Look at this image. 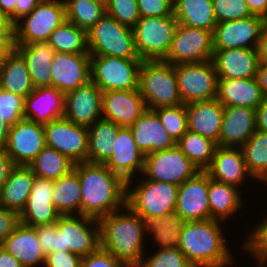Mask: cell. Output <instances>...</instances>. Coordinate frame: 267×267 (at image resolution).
Instances as JSON below:
<instances>
[{"mask_svg": "<svg viewBox=\"0 0 267 267\" xmlns=\"http://www.w3.org/2000/svg\"><path fill=\"white\" fill-rule=\"evenodd\" d=\"M173 15L178 24L212 33L217 25L212 0H173Z\"/></svg>", "mask_w": 267, "mask_h": 267, "instance_id": "836d02e7", "label": "cell"}, {"mask_svg": "<svg viewBox=\"0 0 267 267\" xmlns=\"http://www.w3.org/2000/svg\"><path fill=\"white\" fill-rule=\"evenodd\" d=\"M258 62L267 64V21H265L256 47Z\"/></svg>", "mask_w": 267, "mask_h": 267, "instance_id": "91938a15", "label": "cell"}, {"mask_svg": "<svg viewBox=\"0 0 267 267\" xmlns=\"http://www.w3.org/2000/svg\"><path fill=\"white\" fill-rule=\"evenodd\" d=\"M130 188L126 187V205L145 221L175 211L179 186L144 177L136 187Z\"/></svg>", "mask_w": 267, "mask_h": 267, "instance_id": "ba28073f", "label": "cell"}, {"mask_svg": "<svg viewBox=\"0 0 267 267\" xmlns=\"http://www.w3.org/2000/svg\"><path fill=\"white\" fill-rule=\"evenodd\" d=\"M256 109L230 106L224 108L219 146L242 147L256 131Z\"/></svg>", "mask_w": 267, "mask_h": 267, "instance_id": "d4e9b609", "label": "cell"}, {"mask_svg": "<svg viewBox=\"0 0 267 267\" xmlns=\"http://www.w3.org/2000/svg\"><path fill=\"white\" fill-rule=\"evenodd\" d=\"M45 146L44 125L22 119L10 128L3 149L14 165L28 166Z\"/></svg>", "mask_w": 267, "mask_h": 267, "instance_id": "9a60e30c", "label": "cell"}, {"mask_svg": "<svg viewBox=\"0 0 267 267\" xmlns=\"http://www.w3.org/2000/svg\"><path fill=\"white\" fill-rule=\"evenodd\" d=\"M35 180L29 166L15 165L0 190V206L18 214L24 209Z\"/></svg>", "mask_w": 267, "mask_h": 267, "instance_id": "1f68e13d", "label": "cell"}, {"mask_svg": "<svg viewBox=\"0 0 267 267\" xmlns=\"http://www.w3.org/2000/svg\"><path fill=\"white\" fill-rule=\"evenodd\" d=\"M215 219L185 222L178 248L194 267H227L234 260Z\"/></svg>", "mask_w": 267, "mask_h": 267, "instance_id": "3957f363", "label": "cell"}, {"mask_svg": "<svg viewBox=\"0 0 267 267\" xmlns=\"http://www.w3.org/2000/svg\"><path fill=\"white\" fill-rule=\"evenodd\" d=\"M89 53L56 52L51 62V87L64 94L85 85L91 80Z\"/></svg>", "mask_w": 267, "mask_h": 267, "instance_id": "ac0fdd59", "label": "cell"}, {"mask_svg": "<svg viewBox=\"0 0 267 267\" xmlns=\"http://www.w3.org/2000/svg\"><path fill=\"white\" fill-rule=\"evenodd\" d=\"M141 59L90 55L91 81L102 91L138 89Z\"/></svg>", "mask_w": 267, "mask_h": 267, "instance_id": "9c48e42d", "label": "cell"}, {"mask_svg": "<svg viewBox=\"0 0 267 267\" xmlns=\"http://www.w3.org/2000/svg\"><path fill=\"white\" fill-rule=\"evenodd\" d=\"M81 183V215L99 219L126 206V182L104 164H74Z\"/></svg>", "mask_w": 267, "mask_h": 267, "instance_id": "6da1fadb", "label": "cell"}, {"mask_svg": "<svg viewBox=\"0 0 267 267\" xmlns=\"http://www.w3.org/2000/svg\"><path fill=\"white\" fill-rule=\"evenodd\" d=\"M102 93L91 80L66 93L63 118L90 127L102 118Z\"/></svg>", "mask_w": 267, "mask_h": 267, "instance_id": "d6986e66", "label": "cell"}, {"mask_svg": "<svg viewBox=\"0 0 267 267\" xmlns=\"http://www.w3.org/2000/svg\"><path fill=\"white\" fill-rule=\"evenodd\" d=\"M10 128H11V126L4 123L2 121V119L0 118V146H2V147L8 140Z\"/></svg>", "mask_w": 267, "mask_h": 267, "instance_id": "003e7915", "label": "cell"}, {"mask_svg": "<svg viewBox=\"0 0 267 267\" xmlns=\"http://www.w3.org/2000/svg\"><path fill=\"white\" fill-rule=\"evenodd\" d=\"M48 42L55 52L89 53L87 32L67 20L51 33Z\"/></svg>", "mask_w": 267, "mask_h": 267, "instance_id": "7bdbcfd3", "label": "cell"}, {"mask_svg": "<svg viewBox=\"0 0 267 267\" xmlns=\"http://www.w3.org/2000/svg\"><path fill=\"white\" fill-rule=\"evenodd\" d=\"M151 255L144 254L138 267H194L178 247L158 249Z\"/></svg>", "mask_w": 267, "mask_h": 267, "instance_id": "bcb514c9", "label": "cell"}, {"mask_svg": "<svg viewBox=\"0 0 267 267\" xmlns=\"http://www.w3.org/2000/svg\"><path fill=\"white\" fill-rule=\"evenodd\" d=\"M15 6L16 0H0V12L9 17L13 24Z\"/></svg>", "mask_w": 267, "mask_h": 267, "instance_id": "03108f58", "label": "cell"}, {"mask_svg": "<svg viewBox=\"0 0 267 267\" xmlns=\"http://www.w3.org/2000/svg\"><path fill=\"white\" fill-rule=\"evenodd\" d=\"M45 145L59 151L74 164L87 162L88 127L65 118L44 125Z\"/></svg>", "mask_w": 267, "mask_h": 267, "instance_id": "5bb4252c", "label": "cell"}, {"mask_svg": "<svg viewBox=\"0 0 267 267\" xmlns=\"http://www.w3.org/2000/svg\"><path fill=\"white\" fill-rule=\"evenodd\" d=\"M12 46L7 41H0V68L5 56L12 50Z\"/></svg>", "mask_w": 267, "mask_h": 267, "instance_id": "a7ac6f4b", "label": "cell"}, {"mask_svg": "<svg viewBox=\"0 0 267 267\" xmlns=\"http://www.w3.org/2000/svg\"><path fill=\"white\" fill-rule=\"evenodd\" d=\"M39 2H51V1H54V0H38Z\"/></svg>", "mask_w": 267, "mask_h": 267, "instance_id": "89a4df30", "label": "cell"}, {"mask_svg": "<svg viewBox=\"0 0 267 267\" xmlns=\"http://www.w3.org/2000/svg\"><path fill=\"white\" fill-rule=\"evenodd\" d=\"M178 22L174 16L141 17L132 28L135 48L143 61L164 60L171 48Z\"/></svg>", "mask_w": 267, "mask_h": 267, "instance_id": "52a82bcc", "label": "cell"}, {"mask_svg": "<svg viewBox=\"0 0 267 267\" xmlns=\"http://www.w3.org/2000/svg\"><path fill=\"white\" fill-rule=\"evenodd\" d=\"M129 128L138 149L144 156L176 145L153 110L148 109Z\"/></svg>", "mask_w": 267, "mask_h": 267, "instance_id": "4316f807", "label": "cell"}, {"mask_svg": "<svg viewBox=\"0 0 267 267\" xmlns=\"http://www.w3.org/2000/svg\"><path fill=\"white\" fill-rule=\"evenodd\" d=\"M0 267H23L8 251L0 246Z\"/></svg>", "mask_w": 267, "mask_h": 267, "instance_id": "e7e4bbea", "label": "cell"}, {"mask_svg": "<svg viewBox=\"0 0 267 267\" xmlns=\"http://www.w3.org/2000/svg\"><path fill=\"white\" fill-rule=\"evenodd\" d=\"M28 166L35 176L54 181L68 174L74 163L54 148L45 146Z\"/></svg>", "mask_w": 267, "mask_h": 267, "instance_id": "ab89813d", "label": "cell"}, {"mask_svg": "<svg viewBox=\"0 0 267 267\" xmlns=\"http://www.w3.org/2000/svg\"><path fill=\"white\" fill-rule=\"evenodd\" d=\"M25 97L0 88V118L9 126L24 119Z\"/></svg>", "mask_w": 267, "mask_h": 267, "instance_id": "c3c4849f", "label": "cell"}, {"mask_svg": "<svg viewBox=\"0 0 267 267\" xmlns=\"http://www.w3.org/2000/svg\"><path fill=\"white\" fill-rule=\"evenodd\" d=\"M209 175L199 171L178 188L175 211L185 222L211 219L208 202Z\"/></svg>", "mask_w": 267, "mask_h": 267, "instance_id": "e0dca14e", "label": "cell"}, {"mask_svg": "<svg viewBox=\"0 0 267 267\" xmlns=\"http://www.w3.org/2000/svg\"><path fill=\"white\" fill-rule=\"evenodd\" d=\"M239 189L209 177L208 202L211 219L227 222V218L240 210L243 199Z\"/></svg>", "mask_w": 267, "mask_h": 267, "instance_id": "d590c367", "label": "cell"}, {"mask_svg": "<svg viewBox=\"0 0 267 267\" xmlns=\"http://www.w3.org/2000/svg\"><path fill=\"white\" fill-rule=\"evenodd\" d=\"M14 166L15 165L13 164L9 156L6 154L3 147L0 146V190Z\"/></svg>", "mask_w": 267, "mask_h": 267, "instance_id": "680465c9", "label": "cell"}, {"mask_svg": "<svg viewBox=\"0 0 267 267\" xmlns=\"http://www.w3.org/2000/svg\"><path fill=\"white\" fill-rule=\"evenodd\" d=\"M38 0H16L14 9V24L22 17L28 15L37 5Z\"/></svg>", "mask_w": 267, "mask_h": 267, "instance_id": "6f0895ef", "label": "cell"}, {"mask_svg": "<svg viewBox=\"0 0 267 267\" xmlns=\"http://www.w3.org/2000/svg\"><path fill=\"white\" fill-rule=\"evenodd\" d=\"M183 104L215 99L218 75L212 60L174 65Z\"/></svg>", "mask_w": 267, "mask_h": 267, "instance_id": "8fae6325", "label": "cell"}, {"mask_svg": "<svg viewBox=\"0 0 267 267\" xmlns=\"http://www.w3.org/2000/svg\"><path fill=\"white\" fill-rule=\"evenodd\" d=\"M19 223L17 212L0 206V244L15 230Z\"/></svg>", "mask_w": 267, "mask_h": 267, "instance_id": "db71d44e", "label": "cell"}, {"mask_svg": "<svg viewBox=\"0 0 267 267\" xmlns=\"http://www.w3.org/2000/svg\"><path fill=\"white\" fill-rule=\"evenodd\" d=\"M262 221V222H261ZM256 227L250 228V233L244 242L243 249L252 255L258 262L259 267L267 266V216Z\"/></svg>", "mask_w": 267, "mask_h": 267, "instance_id": "f6af8a7d", "label": "cell"}, {"mask_svg": "<svg viewBox=\"0 0 267 267\" xmlns=\"http://www.w3.org/2000/svg\"><path fill=\"white\" fill-rule=\"evenodd\" d=\"M20 20L14 24V44L48 41L51 33L66 21L64 0L39 2Z\"/></svg>", "mask_w": 267, "mask_h": 267, "instance_id": "30bf717a", "label": "cell"}, {"mask_svg": "<svg viewBox=\"0 0 267 267\" xmlns=\"http://www.w3.org/2000/svg\"><path fill=\"white\" fill-rule=\"evenodd\" d=\"M52 203L60 215H81V183L74 169L53 181Z\"/></svg>", "mask_w": 267, "mask_h": 267, "instance_id": "8d00e7d4", "label": "cell"}, {"mask_svg": "<svg viewBox=\"0 0 267 267\" xmlns=\"http://www.w3.org/2000/svg\"><path fill=\"white\" fill-rule=\"evenodd\" d=\"M105 8L107 15L130 28L141 18L137 0H107Z\"/></svg>", "mask_w": 267, "mask_h": 267, "instance_id": "7dc6e473", "label": "cell"}, {"mask_svg": "<svg viewBox=\"0 0 267 267\" xmlns=\"http://www.w3.org/2000/svg\"><path fill=\"white\" fill-rule=\"evenodd\" d=\"M153 111L158 115L161 124L175 142L187 132L188 120L185 104L160 107Z\"/></svg>", "mask_w": 267, "mask_h": 267, "instance_id": "ee69618b", "label": "cell"}, {"mask_svg": "<svg viewBox=\"0 0 267 267\" xmlns=\"http://www.w3.org/2000/svg\"><path fill=\"white\" fill-rule=\"evenodd\" d=\"M212 32L178 24L166 63L177 65L210 61L213 57Z\"/></svg>", "mask_w": 267, "mask_h": 267, "instance_id": "4fadbf2b", "label": "cell"}, {"mask_svg": "<svg viewBox=\"0 0 267 267\" xmlns=\"http://www.w3.org/2000/svg\"><path fill=\"white\" fill-rule=\"evenodd\" d=\"M216 99L224 106L256 109L264 99L255 77L247 79H218Z\"/></svg>", "mask_w": 267, "mask_h": 267, "instance_id": "4dcf8cb0", "label": "cell"}, {"mask_svg": "<svg viewBox=\"0 0 267 267\" xmlns=\"http://www.w3.org/2000/svg\"><path fill=\"white\" fill-rule=\"evenodd\" d=\"M80 267H126L110 252L99 247L96 251L81 258Z\"/></svg>", "mask_w": 267, "mask_h": 267, "instance_id": "816d5d0a", "label": "cell"}, {"mask_svg": "<svg viewBox=\"0 0 267 267\" xmlns=\"http://www.w3.org/2000/svg\"><path fill=\"white\" fill-rule=\"evenodd\" d=\"M147 110L138 89L102 93V118L121 127L131 126Z\"/></svg>", "mask_w": 267, "mask_h": 267, "instance_id": "44dd1931", "label": "cell"}, {"mask_svg": "<svg viewBox=\"0 0 267 267\" xmlns=\"http://www.w3.org/2000/svg\"><path fill=\"white\" fill-rule=\"evenodd\" d=\"M197 172L199 169L175 145L169 149L146 154L142 175L148 180L179 186Z\"/></svg>", "mask_w": 267, "mask_h": 267, "instance_id": "7c38bea8", "label": "cell"}, {"mask_svg": "<svg viewBox=\"0 0 267 267\" xmlns=\"http://www.w3.org/2000/svg\"><path fill=\"white\" fill-rule=\"evenodd\" d=\"M145 156L138 149L129 127H121L114 141L113 152L104 164L113 173L119 175L126 187L132 185L135 174L142 173ZM137 172V173H136Z\"/></svg>", "mask_w": 267, "mask_h": 267, "instance_id": "ffe728a7", "label": "cell"}, {"mask_svg": "<svg viewBox=\"0 0 267 267\" xmlns=\"http://www.w3.org/2000/svg\"><path fill=\"white\" fill-rule=\"evenodd\" d=\"M0 246L12 254L23 267L44 266L46 255L38 242L35 227L19 223Z\"/></svg>", "mask_w": 267, "mask_h": 267, "instance_id": "f1b7e54d", "label": "cell"}, {"mask_svg": "<svg viewBox=\"0 0 267 267\" xmlns=\"http://www.w3.org/2000/svg\"><path fill=\"white\" fill-rule=\"evenodd\" d=\"M120 210L98 219L100 247L126 267H138L145 252L146 221L127 205Z\"/></svg>", "mask_w": 267, "mask_h": 267, "instance_id": "7a4b0ae2", "label": "cell"}, {"mask_svg": "<svg viewBox=\"0 0 267 267\" xmlns=\"http://www.w3.org/2000/svg\"><path fill=\"white\" fill-rule=\"evenodd\" d=\"M253 15L261 16L267 21V0H245Z\"/></svg>", "mask_w": 267, "mask_h": 267, "instance_id": "6125c7cd", "label": "cell"}, {"mask_svg": "<svg viewBox=\"0 0 267 267\" xmlns=\"http://www.w3.org/2000/svg\"><path fill=\"white\" fill-rule=\"evenodd\" d=\"M120 128L121 126L104 118L88 127L87 162L105 164L109 160Z\"/></svg>", "mask_w": 267, "mask_h": 267, "instance_id": "e575fe53", "label": "cell"}, {"mask_svg": "<svg viewBox=\"0 0 267 267\" xmlns=\"http://www.w3.org/2000/svg\"><path fill=\"white\" fill-rule=\"evenodd\" d=\"M0 41H7L14 46V24L5 14L0 12Z\"/></svg>", "mask_w": 267, "mask_h": 267, "instance_id": "9f6ffc18", "label": "cell"}, {"mask_svg": "<svg viewBox=\"0 0 267 267\" xmlns=\"http://www.w3.org/2000/svg\"><path fill=\"white\" fill-rule=\"evenodd\" d=\"M65 94L55 87H39L25 97L24 119L48 124L63 118Z\"/></svg>", "mask_w": 267, "mask_h": 267, "instance_id": "603a6c76", "label": "cell"}, {"mask_svg": "<svg viewBox=\"0 0 267 267\" xmlns=\"http://www.w3.org/2000/svg\"><path fill=\"white\" fill-rule=\"evenodd\" d=\"M185 221L176 211L146 221L147 233H151L159 249L179 246L180 234Z\"/></svg>", "mask_w": 267, "mask_h": 267, "instance_id": "74e56055", "label": "cell"}, {"mask_svg": "<svg viewBox=\"0 0 267 267\" xmlns=\"http://www.w3.org/2000/svg\"><path fill=\"white\" fill-rule=\"evenodd\" d=\"M0 88L23 97L34 89L26 62L14 48L5 56L0 68Z\"/></svg>", "mask_w": 267, "mask_h": 267, "instance_id": "d6a6232c", "label": "cell"}, {"mask_svg": "<svg viewBox=\"0 0 267 267\" xmlns=\"http://www.w3.org/2000/svg\"><path fill=\"white\" fill-rule=\"evenodd\" d=\"M138 90L149 110L183 104L174 65L163 60L142 61Z\"/></svg>", "mask_w": 267, "mask_h": 267, "instance_id": "277c9868", "label": "cell"}, {"mask_svg": "<svg viewBox=\"0 0 267 267\" xmlns=\"http://www.w3.org/2000/svg\"><path fill=\"white\" fill-rule=\"evenodd\" d=\"M188 130L210 138L219 146L224 106L215 98L185 104Z\"/></svg>", "mask_w": 267, "mask_h": 267, "instance_id": "83f0119b", "label": "cell"}, {"mask_svg": "<svg viewBox=\"0 0 267 267\" xmlns=\"http://www.w3.org/2000/svg\"><path fill=\"white\" fill-rule=\"evenodd\" d=\"M256 130L267 133V98L256 108Z\"/></svg>", "mask_w": 267, "mask_h": 267, "instance_id": "94428289", "label": "cell"}, {"mask_svg": "<svg viewBox=\"0 0 267 267\" xmlns=\"http://www.w3.org/2000/svg\"><path fill=\"white\" fill-rule=\"evenodd\" d=\"M246 168L253 179L267 185V133L256 130L241 147Z\"/></svg>", "mask_w": 267, "mask_h": 267, "instance_id": "f35d334b", "label": "cell"}, {"mask_svg": "<svg viewBox=\"0 0 267 267\" xmlns=\"http://www.w3.org/2000/svg\"><path fill=\"white\" fill-rule=\"evenodd\" d=\"M187 158L199 169L205 171L211 164L217 143L195 132H187L176 142Z\"/></svg>", "mask_w": 267, "mask_h": 267, "instance_id": "60d3db41", "label": "cell"}, {"mask_svg": "<svg viewBox=\"0 0 267 267\" xmlns=\"http://www.w3.org/2000/svg\"><path fill=\"white\" fill-rule=\"evenodd\" d=\"M53 180L35 176L24 209L19 214L20 223L35 227L56 222L61 216L52 203Z\"/></svg>", "mask_w": 267, "mask_h": 267, "instance_id": "7402d4cb", "label": "cell"}, {"mask_svg": "<svg viewBox=\"0 0 267 267\" xmlns=\"http://www.w3.org/2000/svg\"><path fill=\"white\" fill-rule=\"evenodd\" d=\"M66 20L89 31L106 13L105 3L98 0H64Z\"/></svg>", "mask_w": 267, "mask_h": 267, "instance_id": "b9f144b4", "label": "cell"}, {"mask_svg": "<svg viewBox=\"0 0 267 267\" xmlns=\"http://www.w3.org/2000/svg\"><path fill=\"white\" fill-rule=\"evenodd\" d=\"M56 224L52 251H70L82 258L100 247L98 219L85 215H61Z\"/></svg>", "mask_w": 267, "mask_h": 267, "instance_id": "5b68a950", "label": "cell"}, {"mask_svg": "<svg viewBox=\"0 0 267 267\" xmlns=\"http://www.w3.org/2000/svg\"><path fill=\"white\" fill-rule=\"evenodd\" d=\"M215 181L240 187L249 174L241 147L217 146L210 166L205 170Z\"/></svg>", "mask_w": 267, "mask_h": 267, "instance_id": "484cf974", "label": "cell"}, {"mask_svg": "<svg viewBox=\"0 0 267 267\" xmlns=\"http://www.w3.org/2000/svg\"><path fill=\"white\" fill-rule=\"evenodd\" d=\"M256 80L262 91L264 98H267V64H258Z\"/></svg>", "mask_w": 267, "mask_h": 267, "instance_id": "be15d7a7", "label": "cell"}, {"mask_svg": "<svg viewBox=\"0 0 267 267\" xmlns=\"http://www.w3.org/2000/svg\"><path fill=\"white\" fill-rule=\"evenodd\" d=\"M217 23L245 19L253 14L245 0H212Z\"/></svg>", "mask_w": 267, "mask_h": 267, "instance_id": "681fc988", "label": "cell"}, {"mask_svg": "<svg viewBox=\"0 0 267 267\" xmlns=\"http://www.w3.org/2000/svg\"><path fill=\"white\" fill-rule=\"evenodd\" d=\"M87 42L90 55L140 59L135 48L133 29L106 13L87 31Z\"/></svg>", "mask_w": 267, "mask_h": 267, "instance_id": "8992f818", "label": "cell"}, {"mask_svg": "<svg viewBox=\"0 0 267 267\" xmlns=\"http://www.w3.org/2000/svg\"><path fill=\"white\" fill-rule=\"evenodd\" d=\"M38 242L45 255L52 251L53 233L57 231L56 222L35 226Z\"/></svg>", "mask_w": 267, "mask_h": 267, "instance_id": "11a10c76", "label": "cell"}, {"mask_svg": "<svg viewBox=\"0 0 267 267\" xmlns=\"http://www.w3.org/2000/svg\"><path fill=\"white\" fill-rule=\"evenodd\" d=\"M264 23L258 15L217 23L212 33L213 50L256 49Z\"/></svg>", "mask_w": 267, "mask_h": 267, "instance_id": "2e32d148", "label": "cell"}, {"mask_svg": "<svg viewBox=\"0 0 267 267\" xmlns=\"http://www.w3.org/2000/svg\"><path fill=\"white\" fill-rule=\"evenodd\" d=\"M81 257L70 251H51L41 267H80Z\"/></svg>", "mask_w": 267, "mask_h": 267, "instance_id": "f5cc1de1", "label": "cell"}, {"mask_svg": "<svg viewBox=\"0 0 267 267\" xmlns=\"http://www.w3.org/2000/svg\"><path fill=\"white\" fill-rule=\"evenodd\" d=\"M213 51L212 62L218 79L256 77L259 64L256 49L232 48Z\"/></svg>", "mask_w": 267, "mask_h": 267, "instance_id": "cb8c5ba5", "label": "cell"}, {"mask_svg": "<svg viewBox=\"0 0 267 267\" xmlns=\"http://www.w3.org/2000/svg\"><path fill=\"white\" fill-rule=\"evenodd\" d=\"M98 1H101V2H104V3H106V2H107V0H98Z\"/></svg>", "mask_w": 267, "mask_h": 267, "instance_id": "2644e50d", "label": "cell"}, {"mask_svg": "<svg viewBox=\"0 0 267 267\" xmlns=\"http://www.w3.org/2000/svg\"><path fill=\"white\" fill-rule=\"evenodd\" d=\"M13 48L23 57L34 88L51 86V62L56 53L48 41L14 44Z\"/></svg>", "mask_w": 267, "mask_h": 267, "instance_id": "f546056e", "label": "cell"}, {"mask_svg": "<svg viewBox=\"0 0 267 267\" xmlns=\"http://www.w3.org/2000/svg\"><path fill=\"white\" fill-rule=\"evenodd\" d=\"M141 17L174 16L173 0H137Z\"/></svg>", "mask_w": 267, "mask_h": 267, "instance_id": "f907efd6", "label": "cell"}]
</instances>
